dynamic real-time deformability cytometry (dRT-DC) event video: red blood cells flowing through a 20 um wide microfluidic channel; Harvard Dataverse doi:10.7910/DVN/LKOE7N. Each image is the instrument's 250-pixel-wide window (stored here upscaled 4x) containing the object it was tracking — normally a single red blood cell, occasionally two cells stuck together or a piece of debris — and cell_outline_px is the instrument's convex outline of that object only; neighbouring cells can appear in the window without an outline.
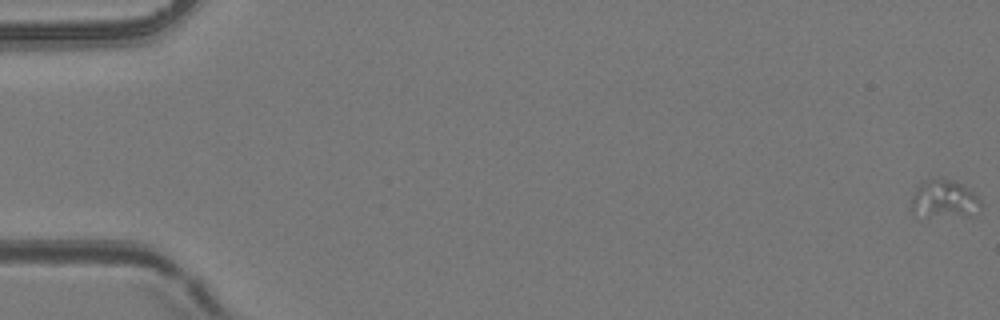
{"species": "common noctule bat (a hibernating species)", "species_latin": "Nyctalus noctula", "temperature_condition": "room temperature", "stored_images_in_passage": 8, "camera_frame_rate_fps": 3000, "um_per_image_px": 0.085, "animal": {"sex": "female", "body_mass_g": 24.6, "forearm_length_mm": 56.2}, "frame": {"image": 1, "passage_image": 1, "time_ms": 0.0, "image_size_px": [1000, 320], "cell_outline_px": [[980, 212], [972, 216], [912, 216], [912, 196], [916, 188], [924, 180], [940, 176], [952, 180], [968, 188], [980, 200]], "centroid_in_image_um": [80.24, 16.93], "position_along_channel_um": 4.8, "area_um2": 15.72}}
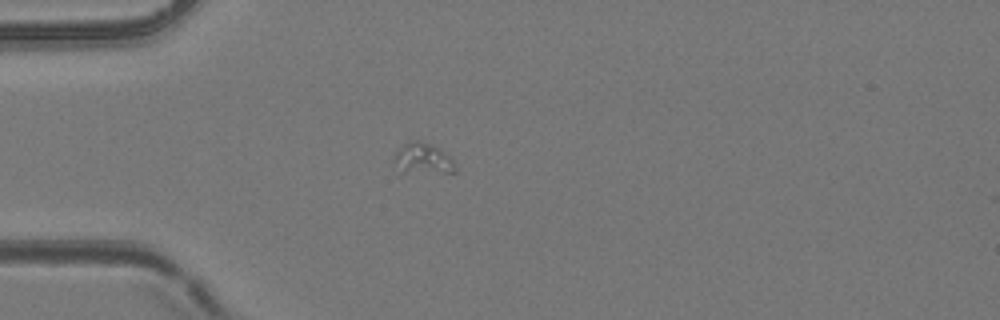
{"frame": {"image": 2, "passage_image": 5, "time_ms": 1.333, "image_size_px": [1000, 320], "cell_outline_px": [[456, 172], [400, 172], [392, 168], [396, 152], [404, 144], [416, 140], [420, 140], [452, 156], [456, 168]], "centroid_in_image_um": [35.91, 13.51], "position_along_channel_um": 49.1, "area_um2": 10.98}}